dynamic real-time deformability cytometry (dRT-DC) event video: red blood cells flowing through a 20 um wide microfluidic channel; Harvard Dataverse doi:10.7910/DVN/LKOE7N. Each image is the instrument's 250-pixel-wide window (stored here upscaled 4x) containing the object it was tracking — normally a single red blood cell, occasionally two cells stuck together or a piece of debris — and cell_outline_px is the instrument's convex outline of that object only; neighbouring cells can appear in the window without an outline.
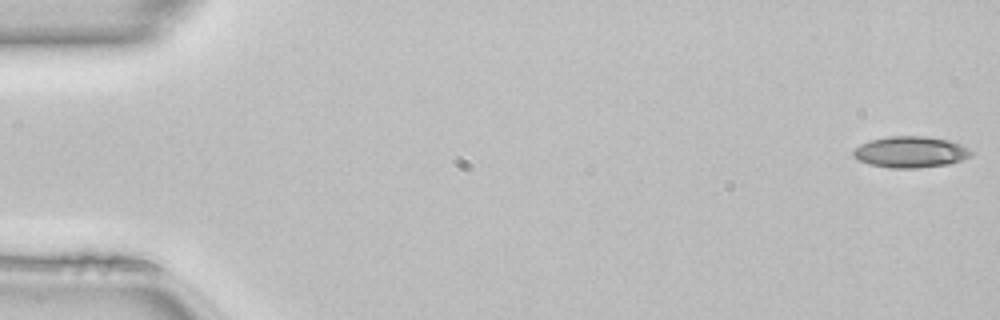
{"species": "common noctule bat (a hibernating species)", "species_latin": "Nyctalus noctula", "temperature_condition": "room temperature", "stored_images_in_passage": 50, "camera_frame_rate_fps": 3000, "um_per_image_px": 0.085, "animal": {"sex": "female", "body_mass_g": 22.7, "forearm_length_mm": 54.2}, "frame": {"image": 1, "passage_image": 1, "time_ms": 0.0, "image_size_px": [1000, 320], "cell_outline_px": [[972, 156], [948, 164], [916, 168], [888, 168], [868, 164], [856, 160], [852, 156], [852, 152], [860, 144], [872, 140], [888, 136], [924, 136], [948, 140], [960, 144], [972, 152]], "centroid_in_image_um": [77.34, 12.93], "position_along_channel_um": 7.7, "area_um2": 21.44}}
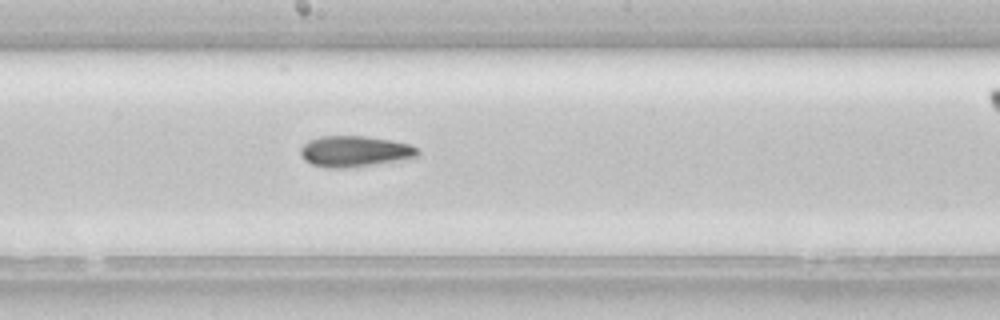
{"frame": {"image": 2, "passage_image": 27, "time_ms": 8.667, "image_size_px": [1000, 320], "cell_outline_px": [[420, 156], [412, 160], [344, 168], [328, 168], [312, 164], [304, 160], [300, 156], [300, 148], [308, 140], [320, 136], [368, 136], [392, 140], [412, 144], [420, 148]], "centroid_in_image_um": [30.25, 12.87], "position_along_channel_um": 217.9, "area_um2": 21.91}}
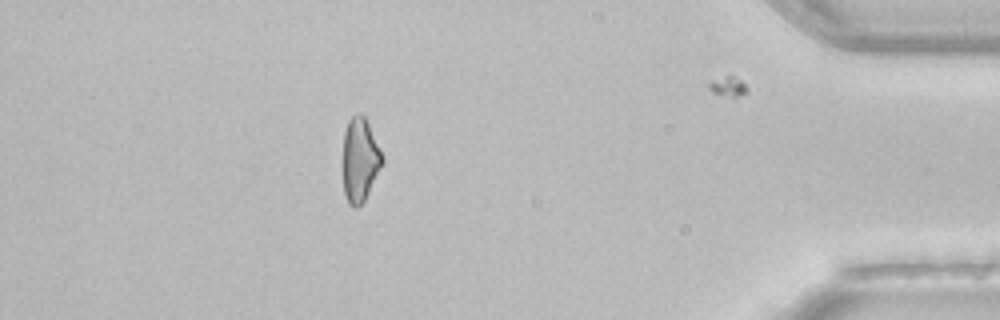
{"frame": {"image": 3, "passage_image": 44, "time_ms": 14.333, "image_size_px": [1000, 320], "cell_outline_px": [[384, 164], [364, 200], [356, 208], [352, 208], [348, 204], [344, 192], [344, 132], [348, 120], [356, 112], [360, 112], [364, 116], [384, 156]], "centroid_in_image_um": [30.62, 13.58], "position_along_channel_um": 404.6, "area_um2": 19.25}}